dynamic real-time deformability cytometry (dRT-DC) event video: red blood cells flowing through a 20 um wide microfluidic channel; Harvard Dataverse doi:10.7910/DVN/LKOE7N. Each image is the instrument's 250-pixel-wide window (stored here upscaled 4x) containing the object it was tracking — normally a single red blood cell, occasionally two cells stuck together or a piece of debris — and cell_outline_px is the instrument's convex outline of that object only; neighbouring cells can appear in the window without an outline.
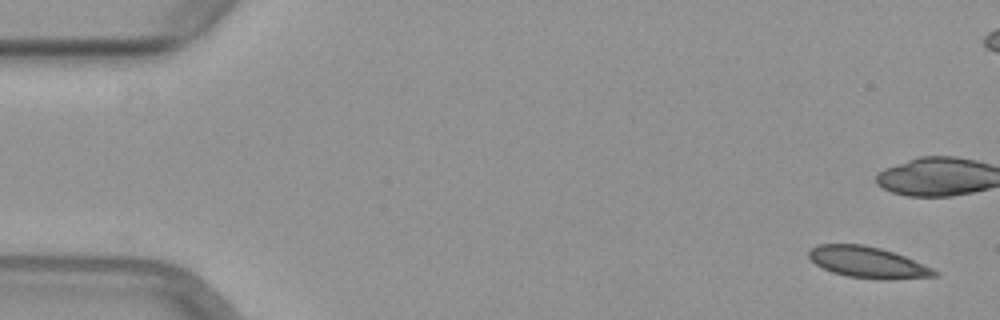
{"species": "common noctule bat (a hibernating species)", "species_latin": "Nyctalus noctula", "temperature_condition": "warm", "stored_images_in_passage": 9, "camera_frame_rate_fps": 3000, "um_per_image_px": 0.085, "animal": {"sex": "female", "body_mass_g": 29.2, "forearm_length_mm": 56.3}, "frame": {"image": 1, "passage_image": 1, "time_ms": 0.0, "image_size_px": [1000, 320], "cell_outline_px": [[940, 276], [884, 280], [876, 280], [848, 276], [832, 272], [816, 264], [808, 256], [808, 252], [816, 244], [864, 244], [880, 248], [904, 256], [932, 268], [940, 272]], "centroid_in_image_um": [73.78, 22.3], "position_along_channel_um": 11.2, "area_um2": 22.89}}